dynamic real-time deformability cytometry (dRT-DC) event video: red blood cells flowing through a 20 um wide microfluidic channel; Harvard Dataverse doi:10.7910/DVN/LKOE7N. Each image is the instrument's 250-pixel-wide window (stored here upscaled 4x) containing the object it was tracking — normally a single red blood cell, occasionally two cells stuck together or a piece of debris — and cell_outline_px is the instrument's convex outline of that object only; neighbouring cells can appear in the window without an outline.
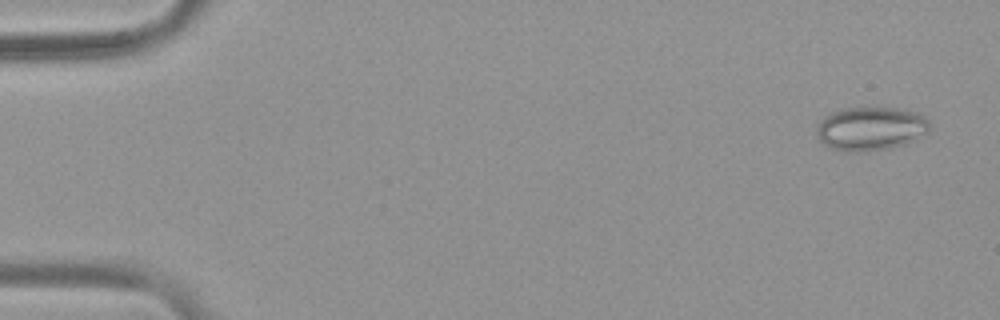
{"species": "common noctule bat (a hibernating species)", "species_latin": "Nyctalus noctula", "temperature_condition": "warm", "stored_images_in_passage": 54, "camera_frame_rate_fps": 3000, "um_per_image_px": 0.085, "animal": {"sex": "female", "body_mass_g": 19.9}, "frame": {"image": 1, "passage_image": 3, "time_ms": 0.667, "image_size_px": [1000, 320], "cell_outline_px": [[928, 132], [916, 140], [904, 144], [888, 148], [848, 152], [828, 148], [816, 136], [816, 124], [824, 116], [832, 112], [844, 108], [904, 108], [916, 112], [924, 116], [928, 120]], "centroid_in_image_um": [73.98, 10.92], "position_along_channel_um": 11.0, "area_um2": 28.9}}
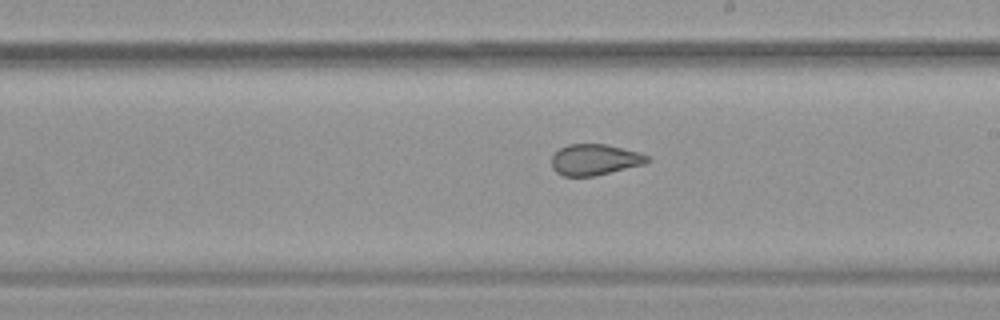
{"frame": {"image": 2, "passage_image": 32, "time_ms": 10.333, "image_size_px": [1000, 320], "cell_outline_px": [[652, 160], [644, 164], [596, 176], [564, 176], [556, 172], [552, 168], [552, 156], [560, 148], [568, 144], [604, 144], [640, 152], [648, 156]], "centroid_in_image_um": [50.57, 13.57], "position_along_channel_um": 238.4, "area_um2": 17.34}}
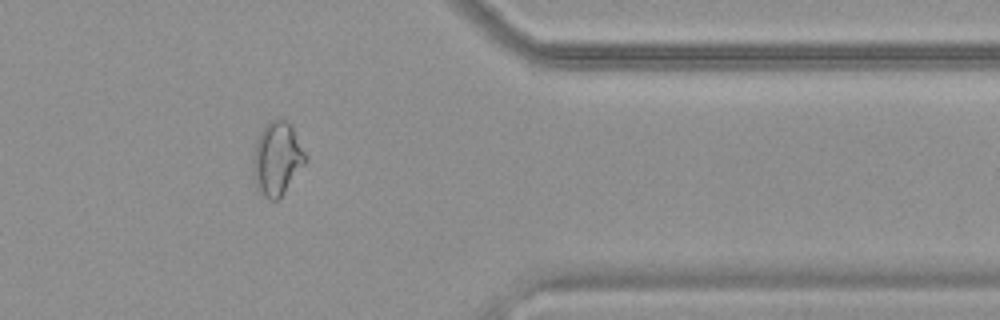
{"frame": {"image": 3, "passage_image": 45, "time_ms": 14.667, "image_size_px": [1000, 320], "cell_outline_px": [[308, 160], [284, 192], [276, 200], [268, 200], [256, 188], [252, 172], [252, 160], [256, 140], [264, 124], [268, 120], [276, 116], [284, 120], [292, 128], [308, 156]], "centroid_in_image_um": [23.53, 13.46], "position_along_channel_um": 387.9, "area_um2": 22.72}, "authors_computed_cell_mechanics": {"area_um2": 22.9177, "velocity_mm_per_s": 3.7685, "shape_relaxation_time_tau1_ms": null, "shape_relaxation_time_tau2_ms": 1.0454, "deformation_change_tau1": null, "deformation_change_tau2": 0.0755}}